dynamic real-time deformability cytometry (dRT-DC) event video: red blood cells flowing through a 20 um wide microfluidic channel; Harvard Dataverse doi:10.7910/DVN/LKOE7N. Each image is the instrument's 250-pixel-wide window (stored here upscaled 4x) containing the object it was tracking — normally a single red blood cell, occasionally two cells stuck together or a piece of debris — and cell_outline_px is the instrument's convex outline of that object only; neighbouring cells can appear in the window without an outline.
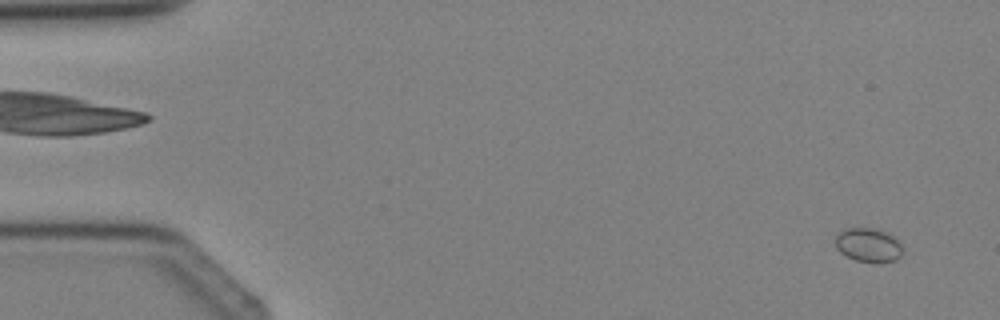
{"species": "Egyptian fruit bat (a non-hibernating species)", "species_latin": "Rousettus aegyptiacus", "temperature_condition": "cold", "stored_images_in_passage": 2, "camera_frame_rate_fps": 3000, "um_per_image_px": 0.085, "animal": {"sex": "female"}, "frame": {"image": 1, "passage_image": 2, "time_ms": 1.0, "image_size_px": [1000, 320], "cell_outline_px": [[904, 252], [896, 260], [880, 264], [876, 264], [856, 260], [840, 252], [836, 248], [836, 236], [840, 232], [848, 228], [872, 228], [888, 232], [900, 244]], "centroid_in_image_um": [73.84, 20.86], "position_along_channel_um": 11.2, "area_um2": 13.41}}